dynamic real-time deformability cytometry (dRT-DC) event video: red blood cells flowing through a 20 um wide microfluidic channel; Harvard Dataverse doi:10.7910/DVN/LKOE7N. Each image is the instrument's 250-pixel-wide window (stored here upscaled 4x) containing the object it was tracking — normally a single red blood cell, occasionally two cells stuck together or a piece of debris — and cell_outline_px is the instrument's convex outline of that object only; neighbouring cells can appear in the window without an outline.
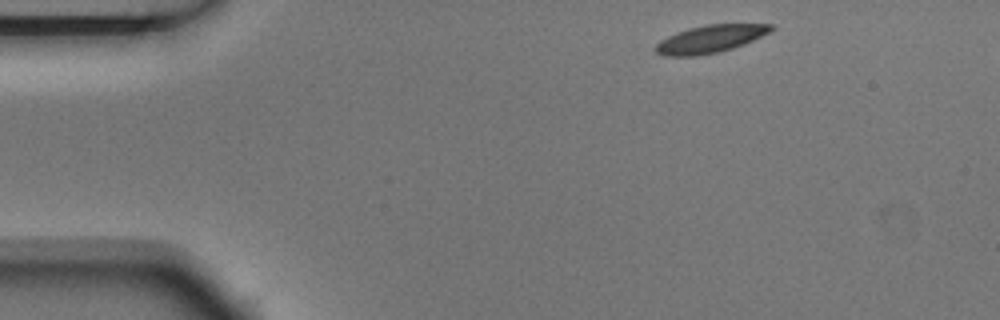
{"species": "Egyptian fruit bat (a non-hibernating species)", "species_latin": "Rousettus aegyptiacus", "temperature_condition": "room temperature", "stored_images_in_passage": 7, "camera_frame_rate_fps": 3000, "um_per_image_px": 0.085, "animal": {"sex": "male"}, "frame": {"image": 1, "passage_image": 1, "time_ms": 0.0, "image_size_px": [1000, 320], "cell_outline_px": [[776, 28], [744, 44], [720, 52], [696, 56], [664, 56], [656, 52], [652, 48], [660, 40], [668, 36], [688, 28], [708, 24], [772, 24]], "centroid_in_image_um": [60.33, 3.32], "position_along_channel_um": 24.7, "area_um2": 18.55}}
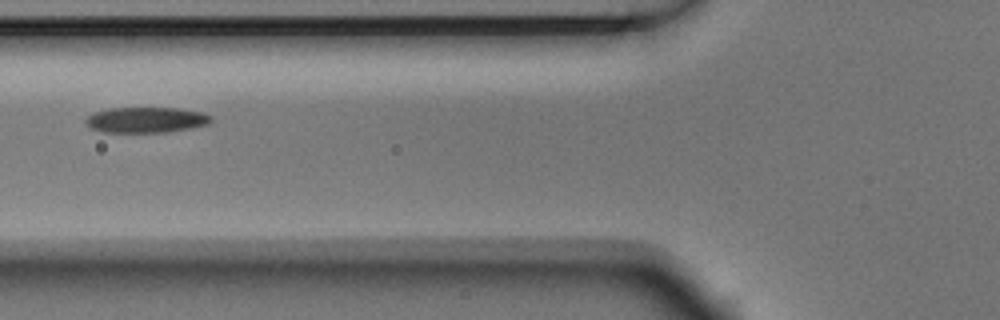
{"frame": {"image": 2, "passage_image": 4, "time_ms": 1.0, "image_size_px": [1000, 320], "cell_outline_px": [[212, 120], [208, 124], [192, 128], [168, 132], [104, 132], [92, 128], [84, 124], [84, 120], [92, 112], [108, 108], [176, 108], [200, 112], [212, 116]], "centroid_in_image_um": [12.38, 10.19], "position_along_channel_um": 113.4, "area_um2": 18.79}}
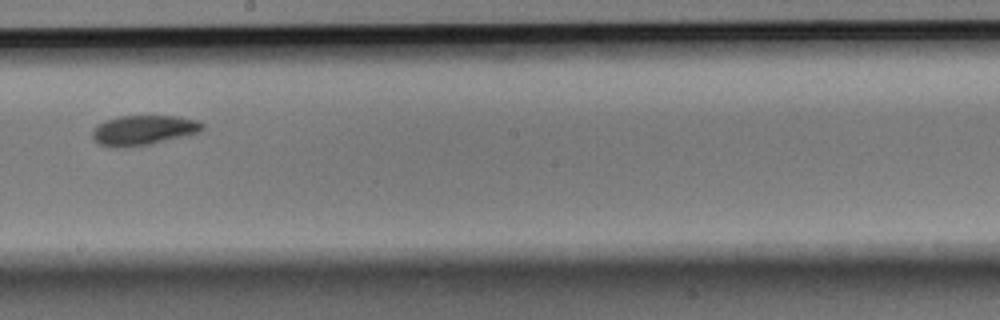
{"frame": {"image": 3, "passage_image": 7, "time_ms": 2.0, "image_size_px": [1000, 320], "cell_outline_px": [[204, 128], [200, 132], [184, 136], [148, 144], [124, 148], [108, 148], [100, 144], [92, 136], [92, 128], [108, 120], [120, 116], [180, 116], [196, 120], [204, 124]], "centroid_in_image_um": [12.19, 11.07], "position_along_channel_um": 236.0, "area_um2": 19.07}}